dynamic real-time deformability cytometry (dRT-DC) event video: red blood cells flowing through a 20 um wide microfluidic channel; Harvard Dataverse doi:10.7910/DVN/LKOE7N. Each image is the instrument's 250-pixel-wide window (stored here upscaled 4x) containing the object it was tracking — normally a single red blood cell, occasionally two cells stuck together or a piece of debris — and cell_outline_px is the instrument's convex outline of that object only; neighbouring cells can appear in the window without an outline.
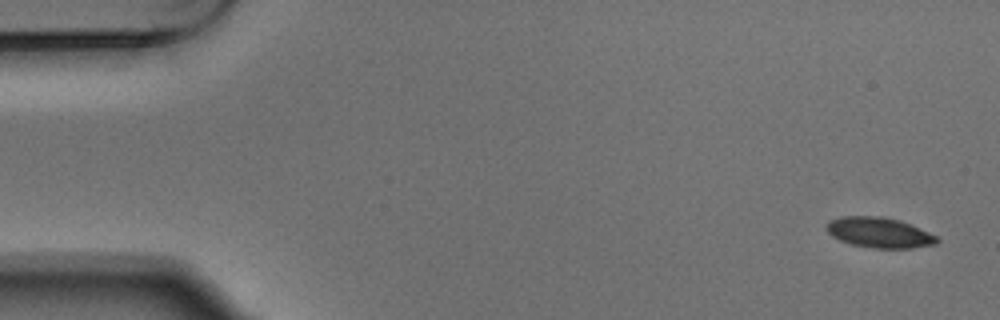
{"species": "Egyptian fruit bat (a non-hibernating species)", "species_latin": "Rousettus aegyptiacus", "temperature_condition": "warm", "stored_images_in_passage": 4, "camera_frame_rate_fps": 3000, "um_per_image_px": 0.085, "animal": {"sex": "male"}, "frame": {"image": 1, "passage_image": 1, "time_ms": 0.0, "image_size_px": [1000, 320], "cell_outline_px": [[940, 240], [936, 244], [912, 248], [872, 248], [852, 244], [840, 240], [832, 236], [824, 228], [824, 224], [828, 220], [840, 216], [880, 216], [896, 220], [920, 228], [936, 236]], "centroid_in_image_um": [74.68, 19.76], "position_along_channel_um": 10.3, "area_um2": 19.54}}
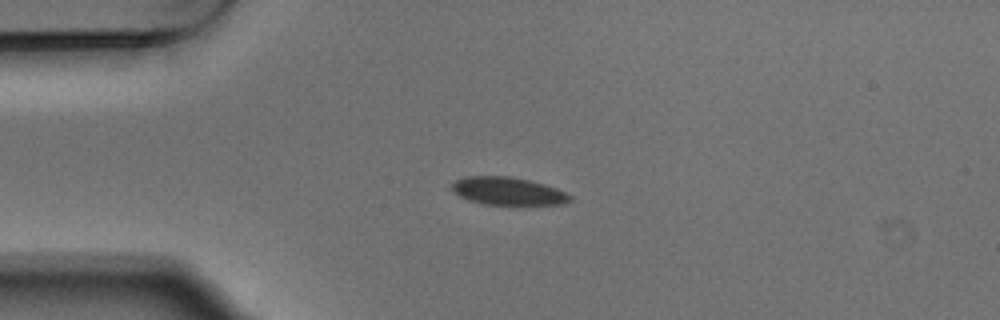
{"frame": {"image": 2, "passage_image": 4, "time_ms": 1.0, "image_size_px": [1000, 320], "cell_outline_px": [[572, 200], [564, 204], [484, 204], [468, 200], [452, 192], [448, 188], [456, 180], [464, 176], [512, 176], [544, 184], [556, 188], [572, 196]], "centroid_in_image_um": [43.12, 16.23], "position_along_channel_um": 41.9, "area_um2": 19.19}}